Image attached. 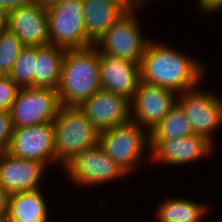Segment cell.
<instances>
[{"label": "cell", "instance_id": "cell-1", "mask_svg": "<svg viewBox=\"0 0 222 222\" xmlns=\"http://www.w3.org/2000/svg\"><path fill=\"white\" fill-rule=\"evenodd\" d=\"M139 65L140 81L176 93L197 87L205 75L198 60L153 40H149Z\"/></svg>", "mask_w": 222, "mask_h": 222}, {"label": "cell", "instance_id": "cell-2", "mask_svg": "<svg viewBox=\"0 0 222 222\" xmlns=\"http://www.w3.org/2000/svg\"><path fill=\"white\" fill-rule=\"evenodd\" d=\"M99 63L100 53L94 45L66 50L57 90L61 105L78 107L101 89Z\"/></svg>", "mask_w": 222, "mask_h": 222}, {"label": "cell", "instance_id": "cell-3", "mask_svg": "<svg viewBox=\"0 0 222 222\" xmlns=\"http://www.w3.org/2000/svg\"><path fill=\"white\" fill-rule=\"evenodd\" d=\"M53 125L55 163L64 168L98 144L100 132L76 106L61 105Z\"/></svg>", "mask_w": 222, "mask_h": 222}, {"label": "cell", "instance_id": "cell-4", "mask_svg": "<svg viewBox=\"0 0 222 222\" xmlns=\"http://www.w3.org/2000/svg\"><path fill=\"white\" fill-rule=\"evenodd\" d=\"M132 120L99 133L98 145L127 174L149 148V133ZM147 148V149H146ZM146 149V150H145Z\"/></svg>", "mask_w": 222, "mask_h": 222}, {"label": "cell", "instance_id": "cell-5", "mask_svg": "<svg viewBox=\"0 0 222 222\" xmlns=\"http://www.w3.org/2000/svg\"><path fill=\"white\" fill-rule=\"evenodd\" d=\"M49 44L65 50L82 49L95 43L87 36L83 0H63L47 10Z\"/></svg>", "mask_w": 222, "mask_h": 222}, {"label": "cell", "instance_id": "cell-6", "mask_svg": "<svg viewBox=\"0 0 222 222\" xmlns=\"http://www.w3.org/2000/svg\"><path fill=\"white\" fill-rule=\"evenodd\" d=\"M136 17L135 9L123 14L94 44L99 53L140 64L150 39L142 36Z\"/></svg>", "mask_w": 222, "mask_h": 222}, {"label": "cell", "instance_id": "cell-7", "mask_svg": "<svg viewBox=\"0 0 222 222\" xmlns=\"http://www.w3.org/2000/svg\"><path fill=\"white\" fill-rule=\"evenodd\" d=\"M61 104L58 92L47 88H20L9 110L13 129L53 122Z\"/></svg>", "mask_w": 222, "mask_h": 222}, {"label": "cell", "instance_id": "cell-8", "mask_svg": "<svg viewBox=\"0 0 222 222\" xmlns=\"http://www.w3.org/2000/svg\"><path fill=\"white\" fill-rule=\"evenodd\" d=\"M180 106L192 125L195 135H201L214 143L213 131L222 124V99L210 92L195 88L177 94Z\"/></svg>", "mask_w": 222, "mask_h": 222}, {"label": "cell", "instance_id": "cell-9", "mask_svg": "<svg viewBox=\"0 0 222 222\" xmlns=\"http://www.w3.org/2000/svg\"><path fill=\"white\" fill-rule=\"evenodd\" d=\"M63 170L67 177L77 185L93 186L127 176L97 144L86 149L80 156L72 160Z\"/></svg>", "mask_w": 222, "mask_h": 222}, {"label": "cell", "instance_id": "cell-10", "mask_svg": "<svg viewBox=\"0 0 222 222\" xmlns=\"http://www.w3.org/2000/svg\"><path fill=\"white\" fill-rule=\"evenodd\" d=\"M176 94L170 89L140 81L130 101L131 120L149 133L176 104Z\"/></svg>", "mask_w": 222, "mask_h": 222}, {"label": "cell", "instance_id": "cell-11", "mask_svg": "<svg viewBox=\"0 0 222 222\" xmlns=\"http://www.w3.org/2000/svg\"><path fill=\"white\" fill-rule=\"evenodd\" d=\"M7 152L15 157L55 164L53 122L13 129Z\"/></svg>", "mask_w": 222, "mask_h": 222}, {"label": "cell", "instance_id": "cell-12", "mask_svg": "<svg viewBox=\"0 0 222 222\" xmlns=\"http://www.w3.org/2000/svg\"><path fill=\"white\" fill-rule=\"evenodd\" d=\"M78 108L99 132L131 120L130 100L103 89L83 101Z\"/></svg>", "mask_w": 222, "mask_h": 222}, {"label": "cell", "instance_id": "cell-13", "mask_svg": "<svg viewBox=\"0 0 222 222\" xmlns=\"http://www.w3.org/2000/svg\"><path fill=\"white\" fill-rule=\"evenodd\" d=\"M213 143L201 135L159 140L150 150L153 161L167 165H183L206 157Z\"/></svg>", "mask_w": 222, "mask_h": 222}, {"label": "cell", "instance_id": "cell-14", "mask_svg": "<svg viewBox=\"0 0 222 222\" xmlns=\"http://www.w3.org/2000/svg\"><path fill=\"white\" fill-rule=\"evenodd\" d=\"M101 89L132 100L140 82V65L127 58L100 54Z\"/></svg>", "mask_w": 222, "mask_h": 222}, {"label": "cell", "instance_id": "cell-15", "mask_svg": "<svg viewBox=\"0 0 222 222\" xmlns=\"http://www.w3.org/2000/svg\"><path fill=\"white\" fill-rule=\"evenodd\" d=\"M46 167L41 162L0 153V186L8 194L40 189V178Z\"/></svg>", "mask_w": 222, "mask_h": 222}, {"label": "cell", "instance_id": "cell-16", "mask_svg": "<svg viewBox=\"0 0 222 222\" xmlns=\"http://www.w3.org/2000/svg\"><path fill=\"white\" fill-rule=\"evenodd\" d=\"M7 29L15 33L25 46L49 44L47 11L34 1L8 13Z\"/></svg>", "mask_w": 222, "mask_h": 222}, {"label": "cell", "instance_id": "cell-17", "mask_svg": "<svg viewBox=\"0 0 222 222\" xmlns=\"http://www.w3.org/2000/svg\"><path fill=\"white\" fill-rule=\"evenodd\" d=\"M127 11L128 9L117 0H83L87 36L96 43Z\"/></svg>", "mask_w": 222, "mask_h": 222}, {"label": "cell", "instance_id": "cell-18", "mask_svg": "<svg viewBox=\"0 0 222 222\" xmlns=\"http://www.w3.org/2000/svg\"><path fill=\"white\" fill-rule=\"evenodd\" d=\"M41 189L9 194L6 222H48Z\"/></svg>", "mask_w": 222, "mask_h": 222}, {"label": "cell", "instance_id": "cell-19", "mask_svg": "<svg viewBox=\"0 0 222 222\" xmlns=\"http://www.w3.org/2000/svg\"><path fill=\"white\" fill-rule=\"evenodd\" d=\"M65 52L50 44L36 47L34 88L58 90Z\"/></svg>", "mask_w": 222, "mask_h": 222}, {"label": "cell", "instance_id": "cell-20", "mask_svg": "<svg viewBox=\"0 0 222 222\" xmlns=\"http://www.w3.org/2000/svg\"><path fill=\"white\" fill-rule=\"evenodd\" d=\"M158 209L156 219L159 222H201L208 208L190 199L169 197Z\"/></svg>", "mask_w": 222, "mask_h": 222}, {"label": "cell", "instance_id": "cell-21", "mask_svg": "<svg viewBox=\"0 0 222 222\" xmlns=\"http://www.w3.org/2000/svg\"><path fill=\"white\" fill-rule=\"evenodd\" d=\"M194 135L192 125L180 106L176 103L169 113L149 132V148L159 140Z\"/></svg>", "mask_w": 222, "mask_h": 222}, {"label": "cell", "instance_id": "cell-22", "mask_svg": "<svg viewBox=\"0 0 222 222\" xmlns=\"http://www.w3.org/2000/svg\"><path fill=\"white\" fill-rule=\"evenodd\" d=\"M35 61L36 46H25L9 74L19 88L34 87Z\"/></svg>", "mask_w": 222, "mask_h": 222}, {"label": "cell", "instance_id": "cell-23", "mask_svg": "<svg viewBox=\"0 0 222 222\" xmlns=\"http://www.w3.org/2000/svg\"><path fill=\"white\" fill-rule=\"evenodd\" d=\"M25 47L19 37L6 29L0 32V74L9 76L14 63Z\"/></svg>", "mask_w": 222, "mask_h": 222}, {"label": "cell", "instance_id": "cell-24", "mask_svg": "<svg viewBox=\"0 0 222 222\" xmlns=\"http://www.w3.org/2000/svg\"><path fill=\"white\" fill-rule=\"evenodd\" d=\"M19 89L9 76L0 77V111L10 110Z\"/></svg>", "mask_w": 222, "mask_h": 222}, {"label": "cell", "instance_id": "cell-25", "mask_svg": "<svg viewBox=\"0 0 222 222\" xmlns=\"http://www.w3.org/2000/svg\"><path fill=\"white\" fill-rule=\"evenodd\" d=\"M13 134L9 111H0V153L7 152Z\"/></svg>", "mask_w": 222, "mask_h": 222}, {"label": "cell", "instance_id": "cell-26", "mask_svg": "<svg viewBox=\"0 0 222 222\" xmlns=\"http://www.w3.org/2000/svg\"><path fill=\"white\" fill-rule=\"evenodd\" d=\"M198 7L202 9V12H206L207 14L216 13V11L222 9V0H198ZM200 5V6H199Z\"/></svg>", "mask_w": 222, "mask_h": 222}, {"label": "cell", "instance_id": "cell-27", "mask_svg": "<svg viewBox=\"0 0 222 222\" xmlns=\"http://www.w3.org/2000/svg\"><path fill=\"white\" fill-rule=\"evenodd\" d=\"M33 1L34 0H0V7L9 13Z\"/></svg>", "mask_w": 222, "mask_h": 222}, {"label": "cell", "instance_id": "cell-28", "mask_svg": "<svg viewBox=\"0 0 222 222\" xmlns=\"http://www.w3.org/2000/svg\"><path fill=\"white\" fill-rule=\"evenodd\" d=\"M9 194L0 186V221L6 220Z\"/></svg>", "mask_w": 222, "mask_h": 222}, {"label": "cell", "instance_id": "cell-29", "mask_svg": "<svg viewBox=\"0 0 222 222\" xmlns=\"http://www.w3.org/2000/svg\"><path fill=\"white\" fill-rule=\"evenodd\" d=\"M122 3L128 10H137L140 9L141 6L146 5L151 0H117Z\"/></svg>", "mask_w": 222, "mask_h": 222}, {"label": "cell", "instance_id": "cell-30", "mask_svg": "<svg viewBox=\"0 0 222 222\" xmlns=\"http://www.w3.org/2000/svg\"><path fill=\"white\" fill-rule=\"evenodd\" d=\"M63 0H34V2L42 9L49 10L54 6H57Z\"/></svg>", "mask_w": 222, "mask_h": 222}, {"label": "cell", "instance_id": "cell-31", "mask_svg": "<svg viewBox=\"0 0 222 222\" xmlns=\"http://www.w3.org/2000/svg\"><path fill=\"white\" fill-rule=\"evenodd\" d=\"M8 27V12L0 7V32Z\"/></svg>", "mask_w": 222, "mask_h": 222}]
</instances>
